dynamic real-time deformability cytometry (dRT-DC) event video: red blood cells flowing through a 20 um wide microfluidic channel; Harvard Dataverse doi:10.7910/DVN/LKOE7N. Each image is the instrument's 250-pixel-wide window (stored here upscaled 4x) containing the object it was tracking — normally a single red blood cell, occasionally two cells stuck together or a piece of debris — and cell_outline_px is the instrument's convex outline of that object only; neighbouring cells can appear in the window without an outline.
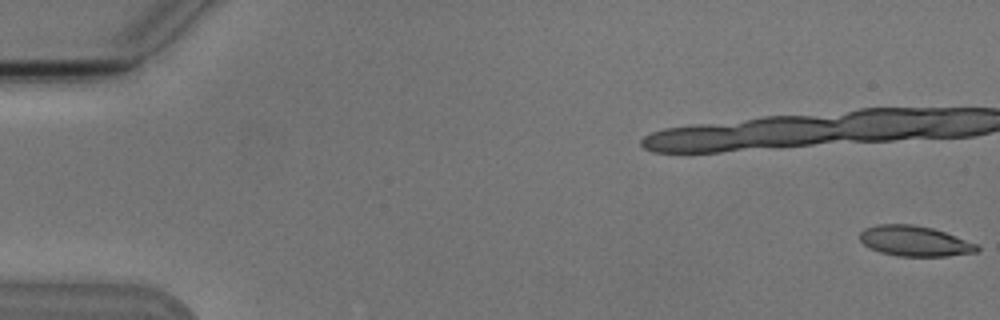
{"species": "Egyptian fruit bat (a non-hibernating species)", "species_latin": "Rousettus aegyptiacus", "temperature_condition": "cold", "stored_images_in_passage": 6, "camera_frame_rate_fps": 3000, "um_per_image_px": 0.085, "animal": {"sex": "male"}, "frame": {"image": 1, "passage_image": 1, "time_ms": 0.0, "image_size_px": [1000, 320], "cell_outline_px": [[980, 248], [976, 252], [948, 256], [896, 256], [880, 252], [868, 248], [860, 240], [860, 232], [864, 228], [880, 224], [912, 224], [932, 228], [944, 232], [976, 244]], "centroid_in_image_um": [77.7, 20.49], "position_along_channel_um": 7.3, "area_um2": 20.63}}